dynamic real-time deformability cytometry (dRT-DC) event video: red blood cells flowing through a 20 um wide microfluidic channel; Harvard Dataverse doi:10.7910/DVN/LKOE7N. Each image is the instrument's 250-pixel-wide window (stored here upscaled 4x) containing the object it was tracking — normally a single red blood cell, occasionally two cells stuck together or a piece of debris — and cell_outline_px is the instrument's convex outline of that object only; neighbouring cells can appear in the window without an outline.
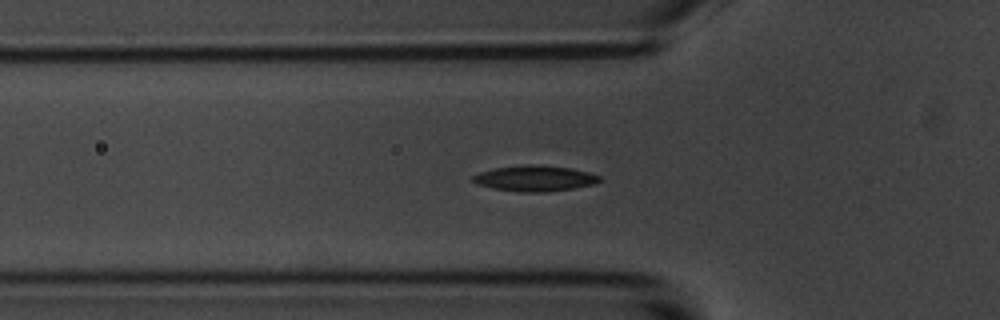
{"species": "common noctule bat (a hibernating species)", "species_latin": "Nyctalus noctula", "temperature_condition": "room temperature", "stored_images_in_passage": 41, "camera_frame_rate_fps": 3000, "um_per_image_px": 0.085, "animal": {"sex": "male", "body_mass_g": 20.1, "forearm_length_mm": 53.5}, "frame": {"image": 1, "passage_image": 2, "time_ms": 0.333, "image_size_px": [1000, 320], "cell_outline_px": [[600, 180], [596, 184], [548, 192], [520, 192], [492, 188], [476, 184], [472, 180], [472, 176], [480, 172], [492, 168], [524, 164], [532, 164], [568, 168], [588, 172], [600, 176]], "centroid_in_image_um": [45.42, 15.16], "position_along_channel_um": 80.4, "area_um2": 19.02}}
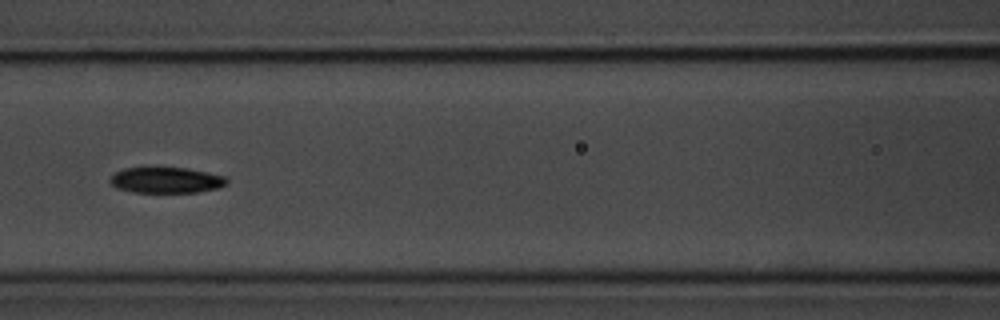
{"frame": {"image": 2, "passage_image": 8, "time_ms": 2.333, "image_size_px": [1000, 320], "cell_outline_px": [[228, 184], [220, 188], [196, 192], [132, 192], [116, 188], [108, 180], [116, 172], [124, 168], [188, 168], [208, 172], [224, 176], [228, 180]], "centroid_in_image_um": [14.15, 15.32], "position_along_channel_um": 152.4, "area_um2": 17.57}}
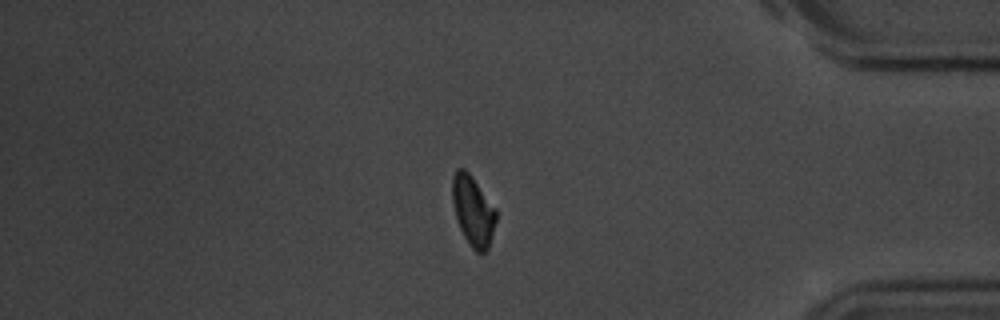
{"frame": {"image": 3, "passage_image": 31, "time_ms": 10.0, "image_size_px": [1000, 320], "cell_outline_px": [[496, 220], [488, 248], [484, 252], [476, 252], [468, 244], [456, 220], [452, 200], [452, 176], [456, 168], [464, 168], [468, 172], [496, 208]], "centroid_in_image_um": [40.18, 17.91], "position_along_channel_um": 395.0, "area_um2": 17.8}, "authors_computed_cell_mechanics": {"area_um2": 17.8602, "velocity_mm_per_s": 3.5578, "shape_relaxation_time_tau1_ms": 4.2456, "shape_relaxation_time_tau2_ms": null, "deformation_change_tau1": 0.1319, "deformation_change_tau2": null}}